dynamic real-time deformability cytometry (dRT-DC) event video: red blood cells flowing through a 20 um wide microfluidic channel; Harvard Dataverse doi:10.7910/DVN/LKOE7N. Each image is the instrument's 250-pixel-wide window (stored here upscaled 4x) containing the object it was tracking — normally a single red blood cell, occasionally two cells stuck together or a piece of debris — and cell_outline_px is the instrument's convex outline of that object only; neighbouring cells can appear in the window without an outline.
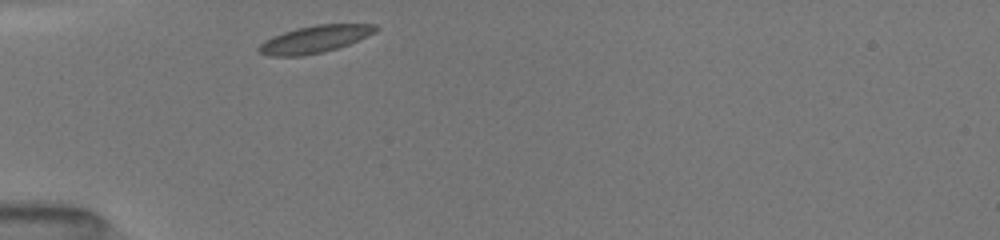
{"species": "common noctule bat (a hibernating species)", "species_latin": "Nyctalus noctula", "temperature_condition": "room temperature", "stored_images_in_passage": 27, "camera_frame_rate_fps": 3000, "um_per_image_px": 0.085, "animal": {"sex": "female", "body_mass_g": 19.5, "forearm_length_mm": 54.1}, "frame": {"image": 1, "passage_image": 1, "time_ms": 0.0, "image_size_px": [1000, 240], "cell_outline_px": [[380, 28], [376, 32], [368, 36], [348, 44], [324, 52], [300, 56], [268, 56], [260, 52], [256, 48], [264, 40], [272, 36], [296, 28], [316, 24], [376, 24]], "centroid_in_image_um": [26.76, 3.32], "position_along_channel_um": 58.2, "area_um2": 18.61}}
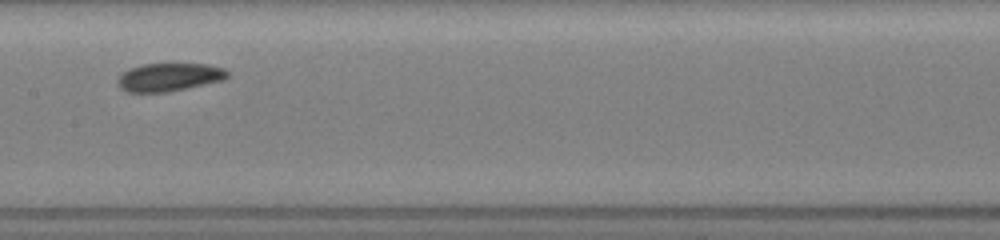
{"frame": {"image": 2, "passage_image": 10, "time_ms": 3.667, "image_size_px": [1000, 240], "cell_outline_px": [[228, 76], [224, 80], [188, 88], [168, 92], [124, 92], [116, 84], [116, 80], [128, 68], [140, 64], [208, 64], [224, 68], [228, 72]], "centroid_in_image_um": [14.35, 6.56], "position_along_channel_um": 193.1, "area_um2": 18.21}}
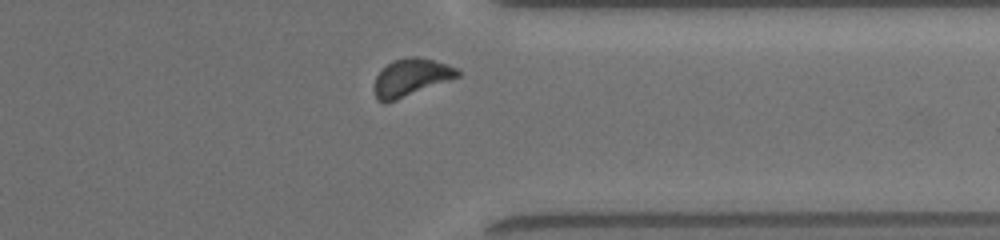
{"frame": {"image": 3, "passage_image": 22, "time_ms": 8.333, "image_size_px": [1000, 240], "cell_outline_px": [[460, 76], [396, 100], [384, 104], [376, 100], [372, 88], [376, 76], [392, 60], [412, 56], [416, 56], [432, 60], [456, 68], [460, 72]], "centroid_in_image_um": [34.87, 6.61], "position_along_channel_um": 376.5, "area_um2": 18.09}, "authors_computed_cell_mechanics": {"area_um2": 18.0914, "velocity_mm_per_s": 3.9593, "shape_relaxation_time_tau1_ms": 0.9112, "shape_relaxation_time_tau2_ms": 2.6082, "deformation_change_tau1": 0.0609, "deformation_change_tau2": 0.0759}}